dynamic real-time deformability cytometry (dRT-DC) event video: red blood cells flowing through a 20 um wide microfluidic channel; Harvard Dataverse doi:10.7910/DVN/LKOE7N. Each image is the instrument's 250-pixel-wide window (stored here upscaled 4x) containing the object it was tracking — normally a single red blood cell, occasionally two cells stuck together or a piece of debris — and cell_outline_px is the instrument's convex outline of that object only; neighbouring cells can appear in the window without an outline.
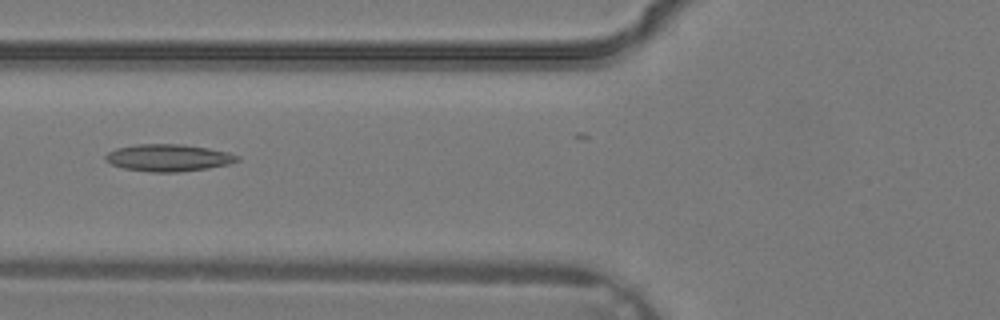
{"species": "common noctule bat (a hibernating species)", "species_latin": "Nyctalus noctula", "temperature_condition": "warm", "stored_images_in_passage": 2, "camera_frame_rate_fps": 3000, "um_per_image_px": 0.085, "animal": {"sex": "male", "body_mass_g": 19.2, "forearm_length_mm": 51.8}, "frame": {"image": 1, "passage_image": 2, "time_ms": 0.333, "image_size_px": [1000, 320], "cell_outline_px": [[240, 160], [228, 164], [208, 168], [180, 172], [152, 172], [124, 168], [112, 164], [104, 160], [104, 156], [108, 152], [116, 148], [136, 144], [180, 144], [208, 148], [228, 152], [240, 156]], "centroid_in_image_um": [14.31, 13.41], "position_along_channel_um": 111.5, "area_um2": 20.81}}